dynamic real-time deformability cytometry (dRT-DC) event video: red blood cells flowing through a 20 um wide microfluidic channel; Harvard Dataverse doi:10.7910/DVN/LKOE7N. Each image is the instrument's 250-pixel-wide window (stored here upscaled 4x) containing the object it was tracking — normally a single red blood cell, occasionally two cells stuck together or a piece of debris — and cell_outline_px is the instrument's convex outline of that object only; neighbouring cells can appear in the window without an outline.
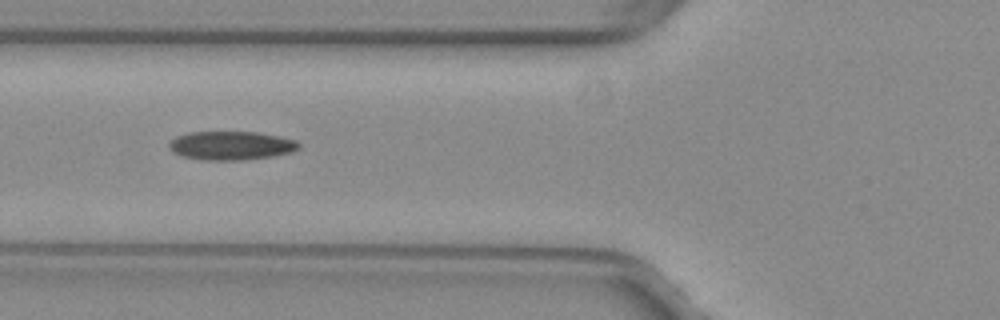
{"species": "common noctule bat (a hibernating species)", "species_latin": "Nyctalus noctula", "temperature_condition": "warm", "stored_images_in_passage": 38, "camera_frame_rate_fps": 3000, "um_per_image_px": 0.085, "animal": {"sex": "female", "body_mass_g": 29.2, "forearm_length_mm": 56.3}, "frame": {"image": 1, "passage_image": 6, "time_ms": 1.667, "image_size_px": [1000, 320], "cell_outline_px": [[300, 148], [292, 152], [272, 156], [244, 160], [200, 160], [184, 156], [172, 152], [168, 144], [176, 136], [188, 132], [256, 132], [280, 136], [296, 140], [300, 144]], "centroid_in_image_um": [19.66, 12.37], "position_along_channel_um": 106.1, "area_um2": 21.79}}
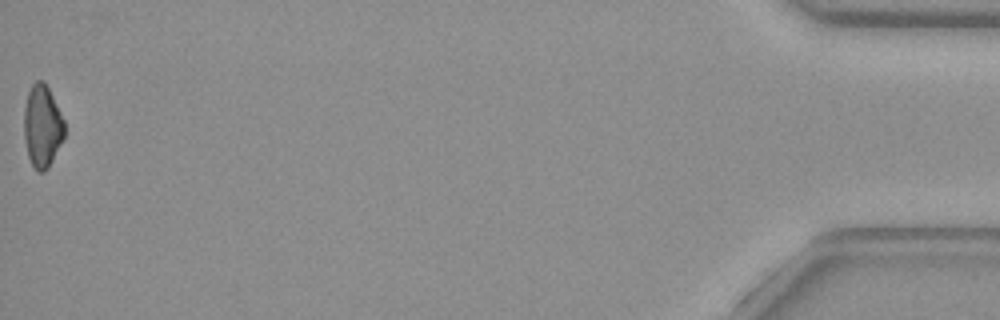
{"frame": {"image": 2, "passage_image": 38, "time_ms": 12.333, "image_size_px": [1000, 320], "cell_outline_px": [[64, 136], [48, 168], [44, 172], [36, 172], [28, 156], [24, 140], [24, 108], [28, 92], [32, 84], [36, 80], [44, 80], [64, 120]], "centroid_in_image_um": [3.57, 10.73], "position_along_channel_um": 431.6, "area_um2": 19.31}}